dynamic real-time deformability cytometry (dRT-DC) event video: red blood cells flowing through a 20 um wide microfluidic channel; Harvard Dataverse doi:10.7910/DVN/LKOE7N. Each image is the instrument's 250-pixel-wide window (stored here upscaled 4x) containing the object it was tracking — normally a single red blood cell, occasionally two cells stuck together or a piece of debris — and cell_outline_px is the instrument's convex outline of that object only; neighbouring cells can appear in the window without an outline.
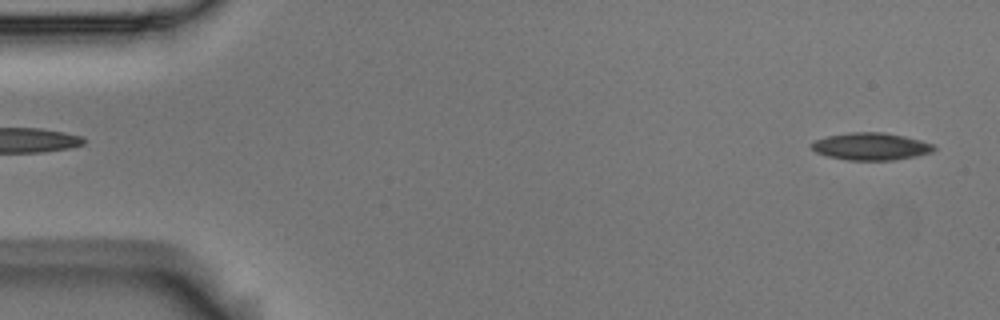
{"species": "Egyptian fruit bat (a non-hibernating species)", "species_latin": "Rousettus aegyptiacus", "temperature_condition": "room temperature", "stored_images_in_passage": 2, "camera_frame_rate_fps": 3000, "um_per_image_px": 0.085, "animal": {"sex": "male"}, "frame": {"image": 1, "passage_image": 2, "time_ms": 0.333, "image_size_px": [1000, 320], "cell_outline_px": [[936, 148], [932, 152], [916, 156], [896, 160], [848, 160], [828, 156], [816, 152], [808, 144], [816, 140], [828, 136], [852, 132], [884, 132], [904, 136], [920, 140], [932, 144]], "centroid_in_image_um": [74.03, 12.45], "position_along_channel_um": 11.0, "area_um2": 19.42}}